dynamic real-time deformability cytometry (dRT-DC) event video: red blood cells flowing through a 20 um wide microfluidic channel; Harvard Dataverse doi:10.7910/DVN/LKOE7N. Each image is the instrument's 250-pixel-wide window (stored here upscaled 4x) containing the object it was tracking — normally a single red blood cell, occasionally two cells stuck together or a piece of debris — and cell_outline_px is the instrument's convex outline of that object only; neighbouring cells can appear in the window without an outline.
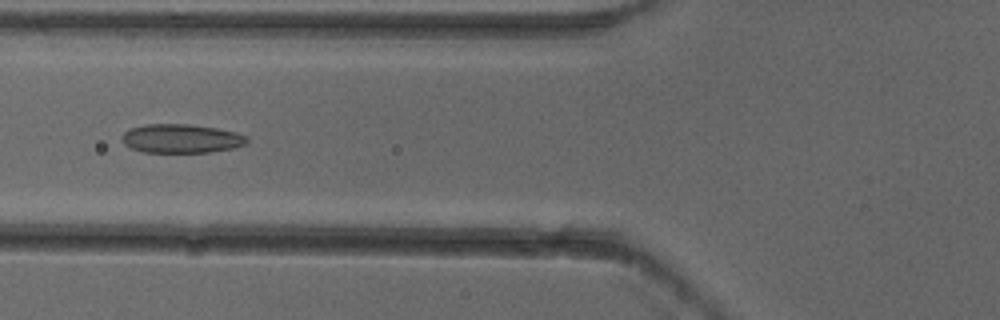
{"species": "common noctule bat (a hibernating species)", "species_latin": "Nyctalus noctula", "temperature_condition": "cold", "stored_images_in_passage": 6, "camera_frame_rate_fps": 3000, "um_per_image_px": 0.085, "animal": {"sex": "female"}, "frame": {"image": 1, "passage_image": 5, "time_ms": 1.333, "image_size_px": [1000, 320], "cell_outline_px": [[248, 140], [244, 144], [236, 148], [208, 152], [144, 152], [132, 148], [124, 144], [120, 136], [128, 128], [144, 124], [188, 124], [216, 128], [236, 132], [248, 136]], "centroid_in_image_um": [15.39, 11.77], "position_along_channel_um": 110.4, "area_um2": 21.15}}
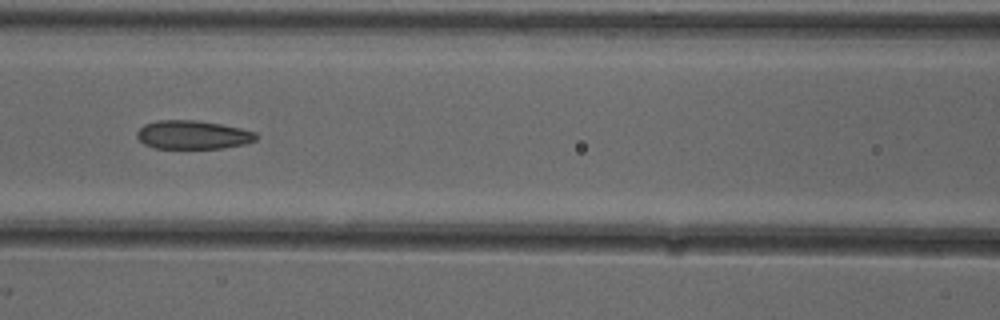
{"frame": {"image": 2, "passage_image": 6, "time_ms": 1.667, "image_size_px": [1000, 320], "cell_outline_px": [[260, 136], [256, 140], [244, 144], [224, 148], [156, 148], [144, 144], [136, 136], [136, 132], [144, 124], [156, 120], [196, 120], [220, 124], [240, 128], [256, 132]], "centroid_in_image_um": [16.4, 11.45], "position_along_channel_um": 150.2, "area_um2": 19.94}}